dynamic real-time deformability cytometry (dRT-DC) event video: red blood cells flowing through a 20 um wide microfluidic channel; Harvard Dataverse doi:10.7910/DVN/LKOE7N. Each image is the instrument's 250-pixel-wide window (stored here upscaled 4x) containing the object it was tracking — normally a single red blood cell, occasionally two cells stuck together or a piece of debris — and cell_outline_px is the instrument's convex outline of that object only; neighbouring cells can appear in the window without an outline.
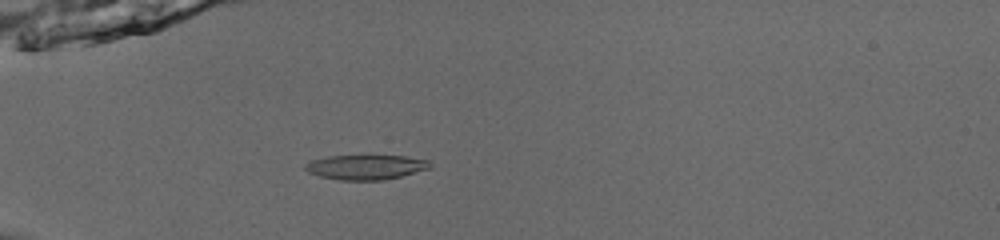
{"species": "common noctule bat (a hibernating species)", "species_latin": "Nyctalus noctula", "temperature_condition": "room temperature", "stored_images_in_passage": 37, "camera_frame_rate_fps": 3000, "um_per_image_px": 0.085, "animal": {"sex": "male", "body_mass_g": 13.0, "forearm_length_mm": 53.1}, "frame": {"image": 1, "passage_image": 2, "time_ms": 0.333, "image_size_px": [1000, 240], "cell_outline_px": [[432, 168], [384, 180], [340, 180], [320, 176], [308, 172], [304, 168], [304, 164], [312, 160], [328, 156], [404, 156], [428, 160], [432, 164]], "centroid_in_image_um": [31.1, 14.21], "position_along_channel_um": 53.9, "area_um2": 17.92}}
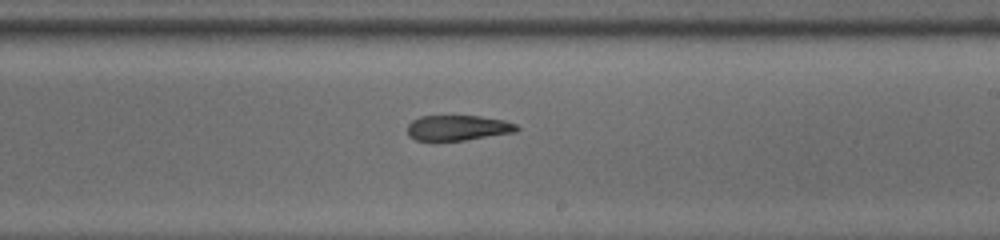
{"frame": {"image": 2, "passage_image": 18, "time_ms": 5.667, "image_size_px": [1000, 240], "cell_outline_px": [[520, 128], [516, 132], [464, 140], [432, 144], [416, 140], [408, 136], [408, 124], [412, 120], [420, 116], [480, 116], [504, 120], [516, 124]], "centroid_in_image_um": [38.85, 10.91], "position_along_channel_um": 250.1, "area_um2": 16.76}}
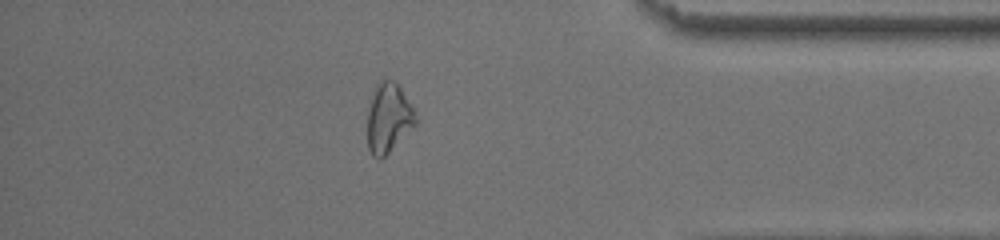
{"frame": {"image": 3, "passage_image": 31, "time_ms": 10.0, "image_size_px": [1000, 240], "cell_outline_px": [[416, 124], [380, 160], [372, 156], [368, 148], [368, 108], [376, 84], [380, 80], [392, 80], [400, 88], [412, 108], [416, 116]], "centroid_in_image_um": [32.99, 10.04], "position_along_channel_um": 402.2, "area_um2": 19.02}, "authors_computed_cell_mechanics": {"area_um2": 18.0336, "velocity_mm_per_s": 3.9593, "shape_relaxation_time_tau1_ms": null, "shape_relaxation_time_tau2_ms": 4.3225, "deformation_change_tau1": null, "deformation_change_tau2": 0.1438}}